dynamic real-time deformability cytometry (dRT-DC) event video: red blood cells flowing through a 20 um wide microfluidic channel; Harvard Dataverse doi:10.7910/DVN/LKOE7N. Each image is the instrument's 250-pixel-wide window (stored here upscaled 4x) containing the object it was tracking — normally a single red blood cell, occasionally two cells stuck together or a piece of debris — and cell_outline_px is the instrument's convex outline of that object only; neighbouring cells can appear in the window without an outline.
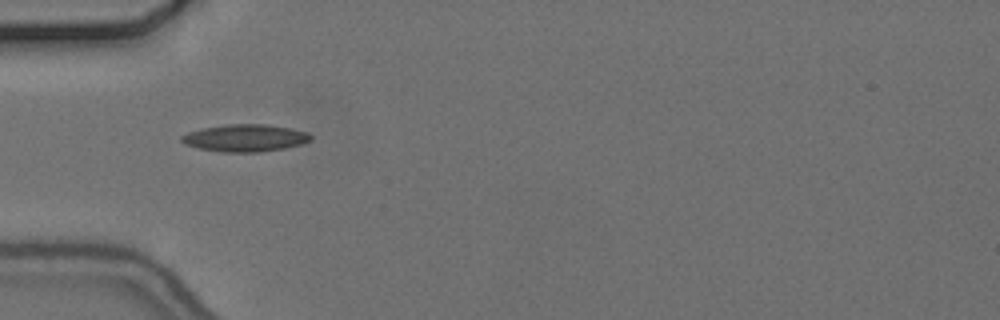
{"species": "common noctule bat (a hibernating species)", "species_latin": "Nyctalus noctula", "temperature_condition": "cold", "stored_images_in_passage": 39, "camera_frame_rate_fps": 3000, "um_per_image_px": 0.085, "animal": {"sex": "female", "body_mass_g": 24.6, "forearm_length_mm": 56.2}, "frame": {"image": 1, "passage_image": 1, "time_ms": 0.0, "image_size_px": [1000, 320], "cell_outline_px": [[312, 140], [300, 144], [284, 148], [260, 152], [220, 152], [200, 148], [184, 144], [180, 140], [180, 136], [188, 132], [204, 128], [228, 124], [268, 124], [292, 128], [308, 132], [312, 136]], "centroid_in_image_um": [20.85, 11.72], "position_along_channel_um": 64.1, "area_um2": 20.58}}
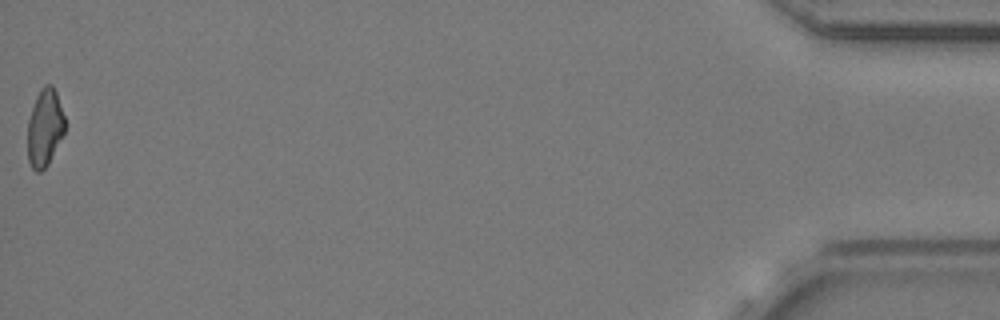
{"frame": {"image": 2, "passage_image": 39, "time_ms": 12.667, "image_size_px": [1000, 320], "cell_outline_px": [[64, 132], [48, 164], [40, 172], [36, 172], [32, 168], [28, 160], [28, 120], [36, 96], [40, 88], [44, 84], [52, 84], [56, 92], [64, 116]], "centroid_in_image_um": [3.79, 10.84], "position_along_channel_um": 431.4, "area_um2": 16.65}, "authors_computed_cell_mechanics": {"area_um2": 18.0914, "velocity_mm_per_s": 3.6895, "shape_relaxation_time_tau1_ms": null, "shape_relaxation_time_tau2_ms": 3.729, "deformation_change_tau1": null, "deformation_change_tau2": 0.1211}}